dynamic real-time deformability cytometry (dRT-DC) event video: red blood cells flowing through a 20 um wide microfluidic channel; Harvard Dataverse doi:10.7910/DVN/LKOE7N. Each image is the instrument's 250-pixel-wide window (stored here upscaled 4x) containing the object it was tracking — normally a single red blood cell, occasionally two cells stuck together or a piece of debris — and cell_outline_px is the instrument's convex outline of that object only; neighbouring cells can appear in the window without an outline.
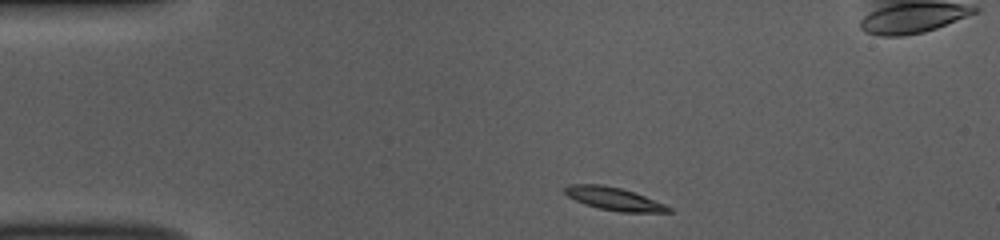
{"species": "common noctule bat (a hibernating species)", "species_latin": "Nyctalus noctula", "temperature_condition": "room temperature", "stored_images_in_passage": 45, "camera_frame_rate_fps": 3000, "um_per_image_px": 0.085, "animal": {"sex": "female", "body_mass_g": 10.0, "forearm_length_mm": 53.1}, "frame": {"image": 1, "passage_image": 1, "time_ms": 0.0, "image_size_px": [1000, 240], "cell_outline_px": [[672, 212], [620, 212], [600, 208], [584, 204], [568, 196], [564, 192], [564, 188], [572, 184], [600, 184], [620, 188], [644, 196], [664, 204], [672, 208]], "centroid_in_image_um": [52.18, 16.9], "position_along_channel_um": 32.8, "area_um2": 13.58}}
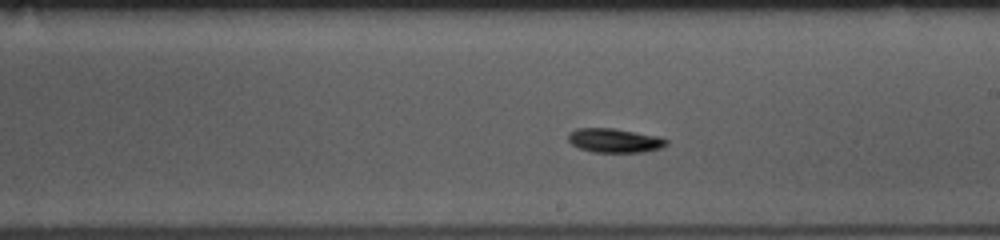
{"frame": {"image": 2, "passage_image": 21, "time_ms": 6.667, "image_size_px": [1000, 240], "cell_outline_px": [[668, 144], [660, 148], [644, 152], [592, 152], [580, 148], [572, 144], [568, 140], [568, 132], [576, 128], [612, 128], [660, 136], [668, 140]], "centroid_in_image_um": [52.24, 11.93], "position_along_channel_um": 236.8, "area_um2": 13.87}}
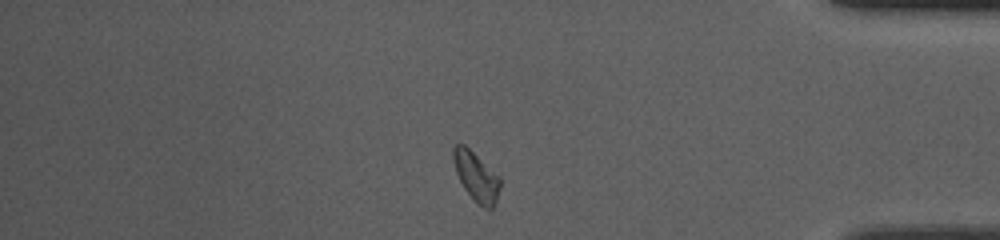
{"frame": {"image": 3, "passage_image": 36, "time_ms": 11.667, "image_size_px": [1000, 240], "cell_outline_px": [[500, 184], [496, 200], [492, 208], [484, 208], [476, 204], [472, 200], [464, 188], [456, 172], [452, 160], [452, 148], [456, 144], [464, 144], [500, 176]], "centroid_in_image_um": [40.46, 15.0], "position_along_channel_um": 394.7, "area_um2": 13.47}, "authors_computed_cell_mechanics": {"area_um2": 13.7564, "velocity_mm_per_s": 3.7248, "shape_relaxation_time_tau1_ms": 2.4931, "shape_relaxation_time_tau2_ms": null, "deformation_change_tau1": 0.1036, "deformation_change_tau2": null}}